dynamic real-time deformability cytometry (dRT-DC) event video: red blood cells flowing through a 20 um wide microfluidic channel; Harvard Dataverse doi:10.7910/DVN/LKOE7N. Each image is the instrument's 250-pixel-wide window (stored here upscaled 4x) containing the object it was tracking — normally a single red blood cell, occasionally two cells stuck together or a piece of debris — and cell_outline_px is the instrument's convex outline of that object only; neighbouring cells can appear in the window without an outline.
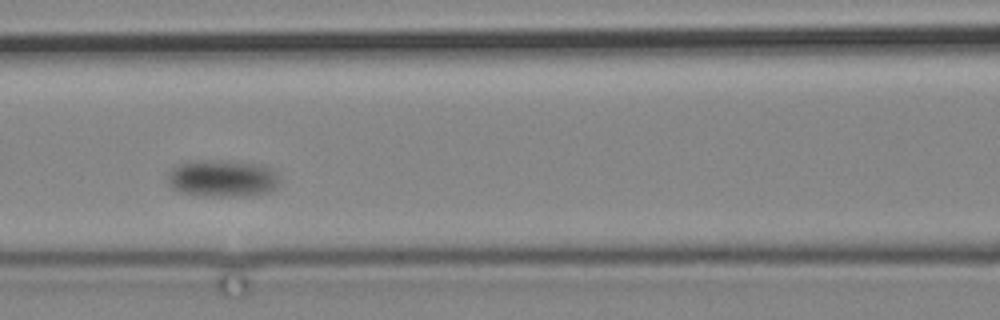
{"species": "common noctule bat (a hibernating species)", "species_latin": "Nyctalus noctula", "temperature_condition": "cold", "stored_images_in_passage": 9, "camera_frame_rate_fps": 3000, "um_per_image_px": 0.085, "animal": {"sex": "male", "body_mass_g": 19.2, "forearm_length_mm": 51.8}, "frame": {"image": 1, "passage_image": 8, "time_ms": 8.333, "image_size_px": [1000, 320], "cell_outline_px": [[280, 180], [276, 188], [268, 192], [244, 196], [200, 196], [180, 192], [172, 188], [168, 184], [168, 172], [176, 164], [192, 160], [228, 160], [264, 164], [272, 168], [280, 176]], "centroid_in_image_um": [18.91, 15.14], "position_along_channel_um": 147.7, "area_um2": 24.91}}